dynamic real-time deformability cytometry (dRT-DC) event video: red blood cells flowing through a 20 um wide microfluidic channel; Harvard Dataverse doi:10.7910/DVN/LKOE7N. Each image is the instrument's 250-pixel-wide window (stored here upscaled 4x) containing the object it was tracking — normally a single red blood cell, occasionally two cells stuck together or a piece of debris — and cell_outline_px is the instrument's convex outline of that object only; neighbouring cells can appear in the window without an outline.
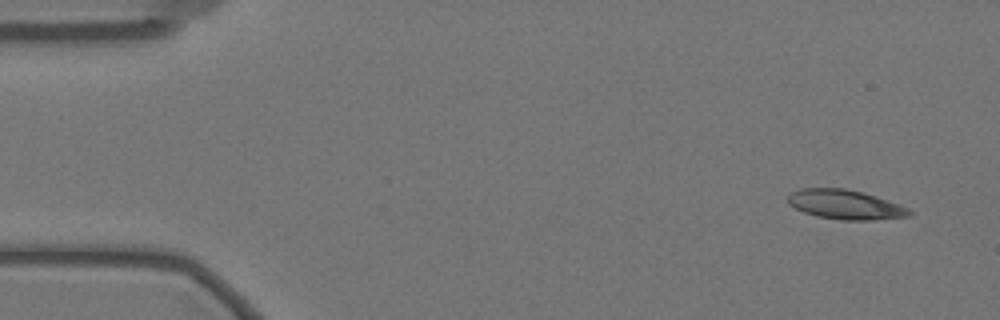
{"species": "Egyptian fruit bat (a non-hibernating species)", "species_latin": "Rousettus aegyptiacus", "temperature_condition": "warm", "stored_images_in_passage": 50, "camera_frame_rate_fps": 3000, "um_per_image_px": 0.085, "animal": {"sex": "female"}, "frame": {"image": 1, "passage_image": 1, "time_ms": 0.0, "image_size_px": [1000, 320], "cell_outline_px": [[912, 216], [872, 220], [840, 220], [816, 216], [804, 212], [788, 204], [788, 196], [792, 192], [800, 188], [844, 188], [864, 192], [900, 204], [908, 208], [912, 212]], "centroid_in_image_um": [71.87, 17.39], "position_along_channel_um": 13.1, "area_um2": 20.98}}
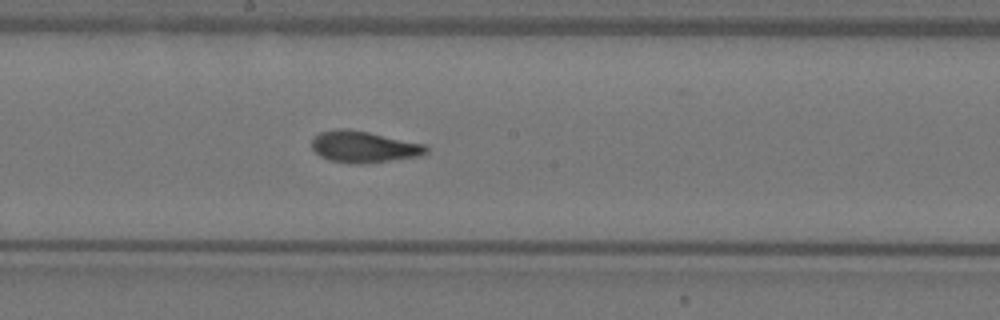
{"frame": {"image": 2, "passage_image": 28, "time_ms": 9.0, "image_size_px": [1000, 320], "cell_outline_px": [[428, 152], [420, 156], [360, 164], [348, 164], [328, 160], [320, 156], [312, 148], [312, 140], [320, 132], [336, 128], [348, 128], [368, 132], [424, 144], [428, 148]], "centroid_in_image_um": [30.89, 12.48], "position_along_channel_um": 217.3, "area_um2": 20.98}}
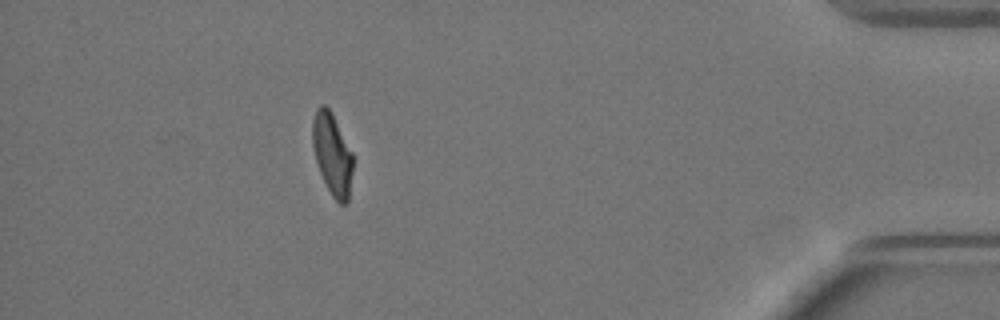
{"frame": {"image": 3, "passage_image": 49, "time_ms": 16.0, "image_size_px": [1000, 320], "cell_outline_px": [[352, 172], [348, 200], [344, 204], [340, 204], [332, 196], [320, 172], [316, 160], [312, 144], [312, 120], [316, 108], [320, 104], [324, 104], [332, 112], [352, 152]], "centroid_in_image_um": [28.22, 13.05], "position_along_channel_um": 407.0, "area_um2": 19.13}, "authors_computed_cell_mechanics": {"area_um2": 20.7502, "velocity_mm_per_s": 3.475, "shape_relaxation_time_tau1_ms": 7.121, "shape_relaxation_time_tau2_ms": 2.0349, "deformation_change_tau1": 0.1917, "deformation_change_tau2": 0.0853}}